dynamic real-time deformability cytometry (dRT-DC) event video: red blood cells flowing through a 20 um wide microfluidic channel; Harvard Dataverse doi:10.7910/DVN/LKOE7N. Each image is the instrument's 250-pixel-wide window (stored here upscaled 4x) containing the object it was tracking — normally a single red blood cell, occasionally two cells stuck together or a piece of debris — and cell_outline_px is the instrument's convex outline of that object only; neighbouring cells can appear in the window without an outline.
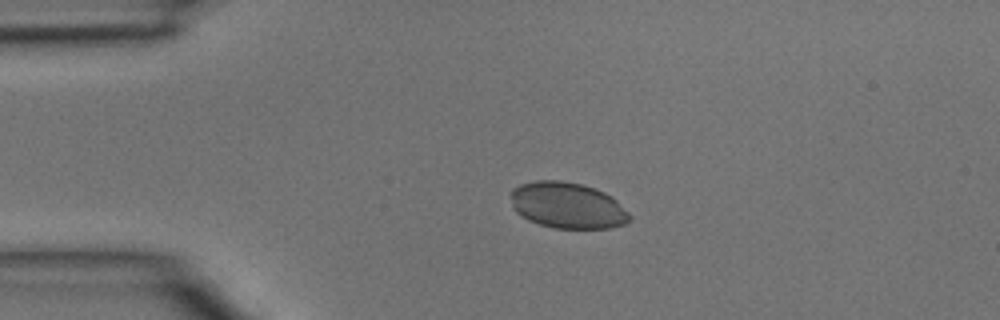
{"species": "common noctule bat (a hibernating species)", "species_latin": "Nyctalus noctula", "temperature_condition": "room temperature", "stored_images_in_passage": 4, "camera_frame_rate_fps": 3000, "um_per_image_px": 0.085, "animal": {"sex": "male", "body_mass_g": 15.6}, "frame": {"image": 1, "passage_image": 2, "time_ms": 0.333, "image_size_px": [1000, 320], "cell_outline_px": [[632, 220], [624, 224], [608, 228], [552, 228], [528, 220], [520, 216], [512, 208], [512, 188], [520, 184], [536, 180], [556, 180], [580, 184], [604, 192], [616, 200], [632, 216]], "centroid_in_image_um": [48.22, 17.47], "position_along_channel_um": 36.8, "area_um2": 31.91}}